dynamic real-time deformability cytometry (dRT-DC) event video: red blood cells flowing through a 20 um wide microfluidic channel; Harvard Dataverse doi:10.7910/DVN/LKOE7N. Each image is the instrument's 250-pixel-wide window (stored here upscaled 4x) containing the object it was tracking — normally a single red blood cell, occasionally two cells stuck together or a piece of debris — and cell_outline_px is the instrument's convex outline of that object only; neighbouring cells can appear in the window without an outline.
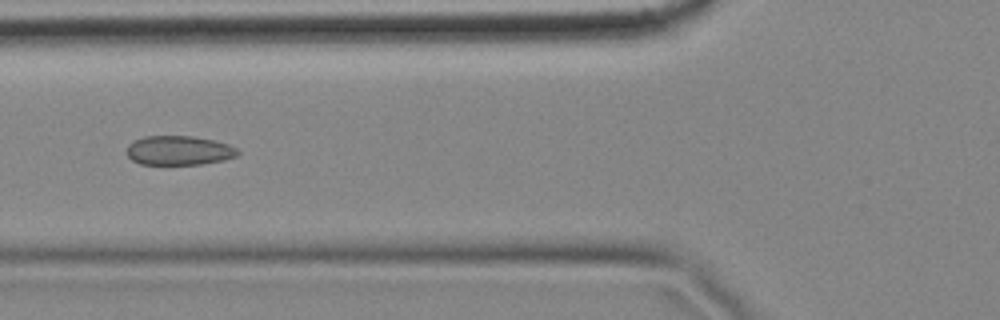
{"species": "common noctule bat (a hibernating species)", "species_latin": "Nyctalus noctula", "temperature_condition": "cold", "stored_images_in_passage": 7, "camera_frame_rate_fps": 3000, "um_per_image_px": 0.085, "animal": {"sex": "female", "body_mass_g": 18.4}, "frame": {"image": 1, "passage_image": 6, "time_ms": 1.667, "image_size_px": [1000, 320], "cell_outline_px": [[240, 152], [236, 156], [224, 160], [200, 164], [140, 164], [132, 160], [128, 156], [128, 144], [144, 136], [192, 136], [212, 140], [228, 144], [236, 148]], "centroid_in_image_um": [15.21, 12.79], "position_along_channel_um": 110.6, "area_um2": 18.79}}
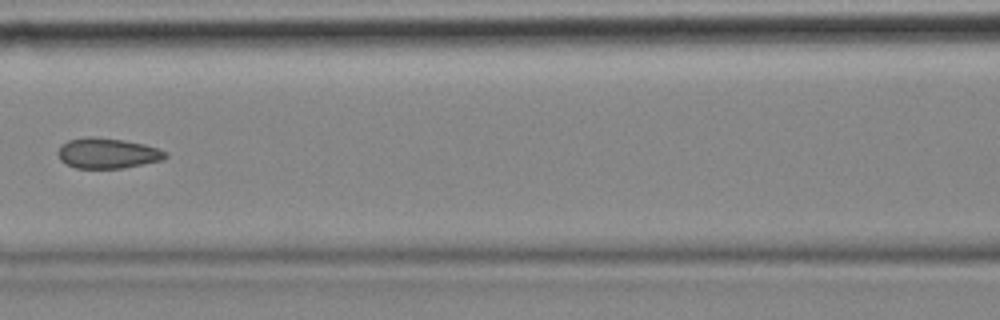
{"frame": {"image": 2, "passage_image": 7, "time_ms": 2.0, "image_size_px": [1000, 320], "cell_outline_px": [[168, 156], [164, 160], [124, 168], [76, 168], [60, 160], [56, 152], [68, 140], [88, 136], [96, 136], [124, 140], [144, 144], [168, 152]], "centroid_in_image_um": [9.16, 13.02], "position_along_channel_um": 157.4, "area_um2": 19.13}}